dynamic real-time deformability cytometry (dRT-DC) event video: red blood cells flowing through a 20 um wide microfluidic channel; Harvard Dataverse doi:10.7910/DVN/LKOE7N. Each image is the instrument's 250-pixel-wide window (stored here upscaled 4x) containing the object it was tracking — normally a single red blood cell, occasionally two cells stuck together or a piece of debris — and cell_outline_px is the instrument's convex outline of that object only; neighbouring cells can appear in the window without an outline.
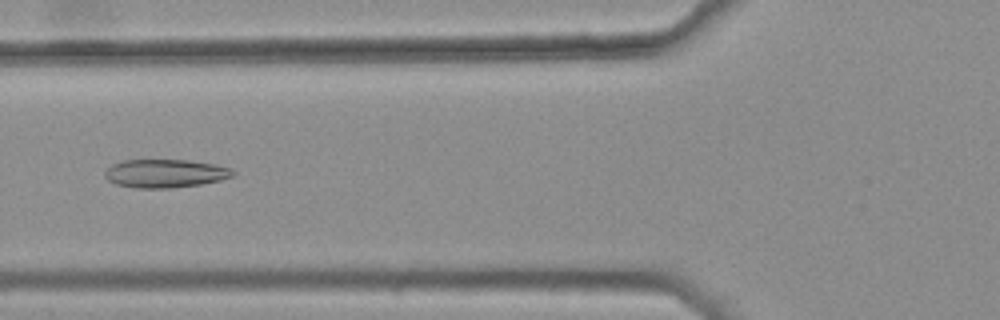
{"species": "common noctule bat (a hibernating species)", "species_latin": "Nyctalus noctula", "temperature_condition": "warm", "stored_images_in_passage": 45, "camera_frame_rate_fps": 3000, "um_per_image_px": 0.085, "animal": {"sex": "female", "body_mass_g": 25.1}, "frame": {"image": 1, "passage_image": 20, "time_ms": 6.333, "image_size_px": [1000, 320], "cell_outline_px": [[236, 172], [232, 176], [220, 180], [200, 184], [172, 188], [136, 188], [116, 184], [108, 180], [104, 176], [104, 172], [112, 164], [124, 160], [188, 160], [212, 164], [232, 168]], "centroid_in_image_um": [14.03, 14.74], "position_along_channel_um": 111.8, "area_um2": 21.1}}
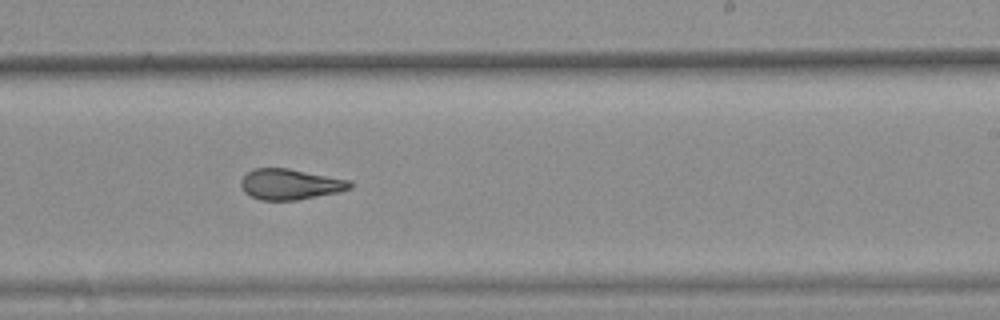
{"frame": {"image": 2, "passage_image": 32, "time_ms": 10.333, "image_size_px": [1000, 320], "cell_outline_px": [[352, 188], [340, 192], [296, 200], [260, 200], [244, 192], [240, 184], [240, 180], [252, 168], [288, 168], [352, 180]], "centroid_in_image_um": [24.69, 15.66], "position_along_channel_um": 264.3, "area_um2": 19.65}}
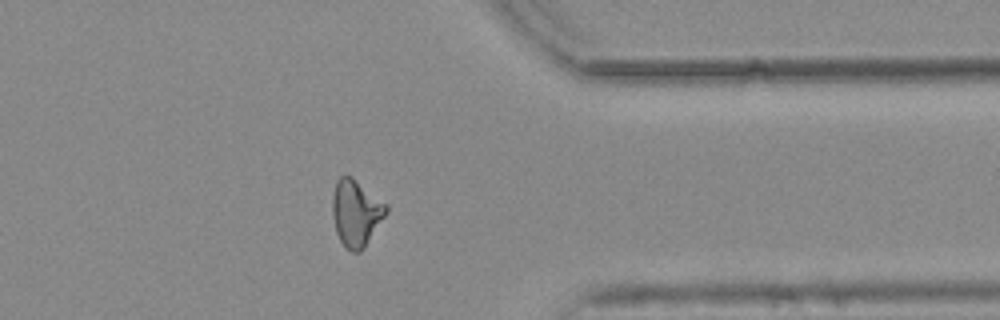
{"frame": {"image": 3, "passage_image": 42, "time_ms": 13.667, "image_size_px": [1000, 320], "cell_outline_px": [[388, 212], [364, 248], [360, 252], [352, 252], [344, 248], [336, 232], [332, 216], [332, 196], [336, 180], [340, 176], [352, 176], [388, 204]], "centroid_in_image_um": [30.26, 18.1], "position_along_channel_um": 381.1, "area_um2": 21.21}, "authors_computed_cell_mechanics": {"area_um2": 20.6346, "velocity_mm_per_s": 3.8282, "shape_relaxation_time_tau1_ms": null, "shape_relaxation_time_tau2_ms": 1.7932, "deformation_change_tau1": null, "deformation_change_tau2": 0.0971}}